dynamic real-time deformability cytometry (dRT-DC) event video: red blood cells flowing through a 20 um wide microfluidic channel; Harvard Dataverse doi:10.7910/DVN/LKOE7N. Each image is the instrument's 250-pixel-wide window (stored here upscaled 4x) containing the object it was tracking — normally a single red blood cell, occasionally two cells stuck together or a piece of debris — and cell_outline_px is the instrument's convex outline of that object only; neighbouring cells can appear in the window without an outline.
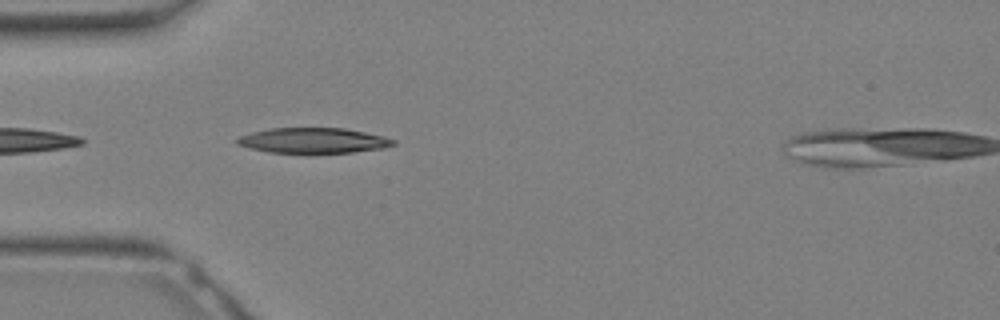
{"species": "Egyptian fruit bat (a non-hibernating species)", "species_latin": "Rousettus aegyptiacus", "temperature_condition": "warm", "stored_images_in_passage": 3, "camera_frame_rate_fps": 3000, "um_per_image_px": 0.085, "animal": {"sex": "female"}, "frame": {"image": 1, "passage_image": 2, "time_ms": 0.333, "image_size_px": [1000, 320], "cell_outline_px": [[396, 144], [384, 148], [352, 152], [268, 152], [248, 148], [236, 144], [236, 140], [240, 136], [252, 132], [268, 128], [344, 128], [384, 136], [396, 140]], "centroid_in_image_um": [26.62, 11.93], "position_along_channel_um": 58.4, "area_um2": 22.89}}